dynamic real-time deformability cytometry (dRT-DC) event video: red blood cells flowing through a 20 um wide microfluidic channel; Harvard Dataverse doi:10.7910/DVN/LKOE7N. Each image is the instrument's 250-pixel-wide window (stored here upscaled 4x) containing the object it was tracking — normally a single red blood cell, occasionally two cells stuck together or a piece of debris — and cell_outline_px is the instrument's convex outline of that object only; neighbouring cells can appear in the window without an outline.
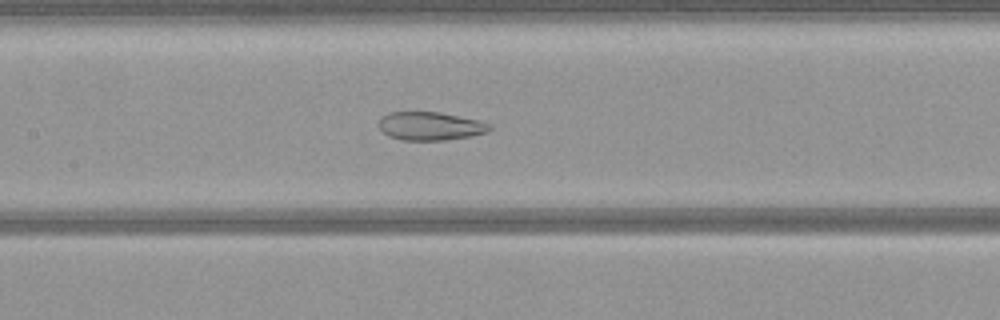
{"species": "common noctule bat (a hibernating species)", "species_latin": "Nyctalus noctula", "temperature_condition": "warm", "stored_images_in_passage": 52, "camera_frame_rate_fps": 3000, "um_per_image_px": 0.085, "animal": {"sex": "female", "body_mass_g": 21.9}, "frame": {"image": 1, "passage_image": 24, "time_ms": 7.667, "image_size_px": [1000, 320], "cell_outline_px": [[492, 128], [488, 132], [472, 136], [444, 140], [400, 140], [388, 136], [376, 124], [380, 116], [388, 112], [440, 112], [480, 120], [492, 124]], "centroid_in_image_um": [36.57, 10.71], "position_along_channel_um": 170.8, "area_um2": 18.67}}
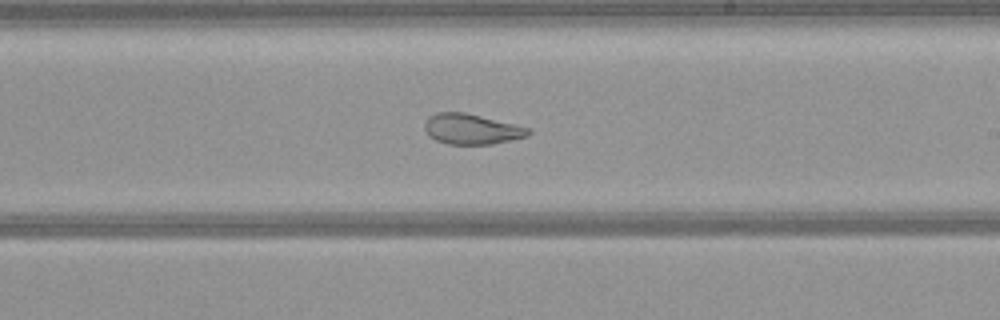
{"frame": {"image": 2, "passage_image": 30, "time_ms": 9.667, "image_size_px": [1000, 320], "cell_outline_px": [[532, 132], [528, 136], [492, 144], [448, 144], [436, 140], [428, 136], [424, 128], [424, 124], [428, 116], [436, 112], [464, 112], [532, 128]], "centroid_in_image_um": [40.08, 10.97], "position_along_channel_um": 248.9, "area_um2": 18.5}}
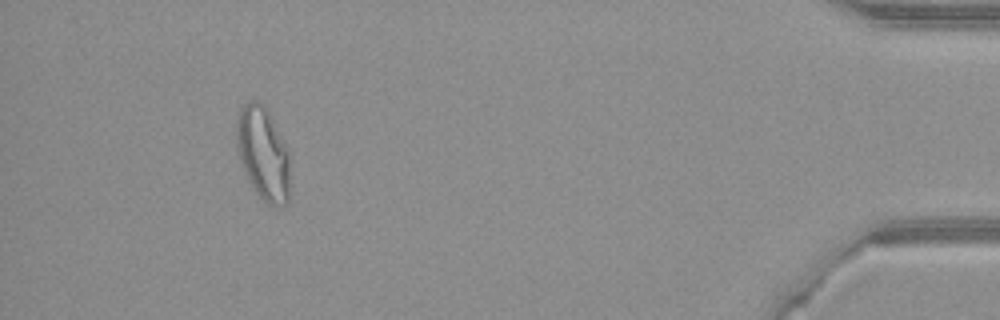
{"frame": {"image": 3, "passage_image": 48, "time_ms": 15.667, "image_size_px": [1000, 320], "cell_outline_px": [[292, 156], [288, 204], [276, 208], [268, 204], [252, 188], [244, 172], [236, 140], [236, 120], [240, 108], [248, 100], [256, 100], [264, 104], [268, 108]], "centroid_in_image_um": [22.42, 13.04], "position_along_channel_um": 412.8, "area_um2": 30.11}}